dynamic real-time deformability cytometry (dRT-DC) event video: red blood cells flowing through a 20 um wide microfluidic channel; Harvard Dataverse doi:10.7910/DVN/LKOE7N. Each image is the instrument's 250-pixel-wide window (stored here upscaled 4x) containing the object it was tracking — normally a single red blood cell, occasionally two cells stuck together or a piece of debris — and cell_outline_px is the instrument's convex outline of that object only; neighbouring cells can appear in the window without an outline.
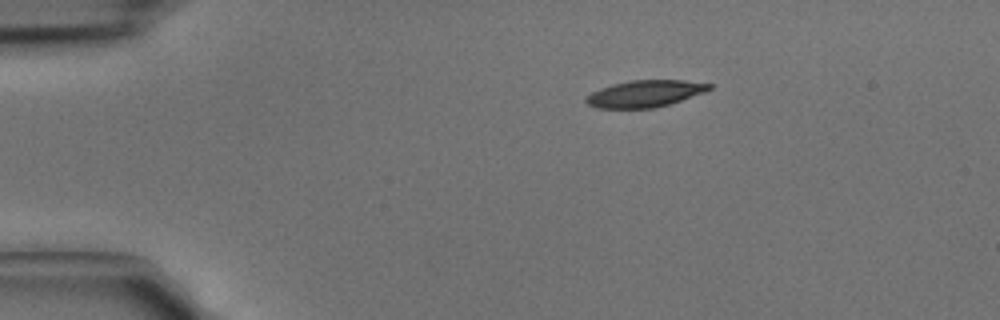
{"species": "common noctule bat (a hibernating species)", "species_latin": "Nyctalus noctula", "temperature_condition": "cold", "stored_images_in_passage": 2, "camera_frame_rate_fps": 3000, "um_per_image_px": 0.085, "animal": {"sex": "male", "body_mass_g": 15.6}, "frame": {"image": 1, "passage_image": 1, "time_ms": 0.0, "image_size_px": [1000, 320], "cell_outline_px": [[712, 88], [704, 92], [656, 108], [596, 108], [588, 104], [584, 100], [592, 92], [600, 88], [612, 84], [632, 80], [684, 80], [712, 84]], "centroid_in_image_um": [54.81, 7.96], "position_along_channel_um": 30.2, "area_um2": 19.07}}